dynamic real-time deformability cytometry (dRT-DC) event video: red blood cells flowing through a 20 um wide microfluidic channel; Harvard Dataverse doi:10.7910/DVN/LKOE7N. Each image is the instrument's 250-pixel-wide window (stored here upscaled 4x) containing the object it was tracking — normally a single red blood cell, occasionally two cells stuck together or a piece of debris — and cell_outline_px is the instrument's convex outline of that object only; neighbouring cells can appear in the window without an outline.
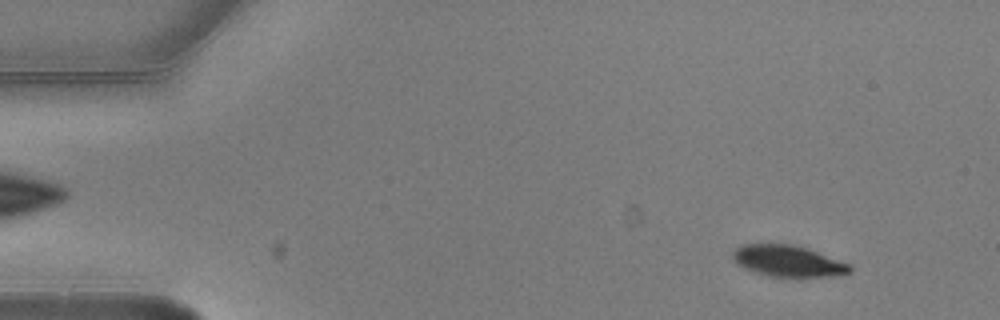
{"species": "common noctule bat (a hibernating species)", "species_latin": "Nyctalus noctula", "temperature_condition": "warm", "stored_images_in_passage": 4, "camera_frame_rate_fps": 3000, "um_per_image_px": 0.085, "animal": {"sex": "male", "body_mass_g": 20.5, "forearm_length_mm": 52.5}, "frame": {"image": 1, "passage_image": 1, "time_ms": 0.0, "image_size_px": [1000, 320], "cell_outline_px": [[852, 272], [840, 276], [768, 276], [752, 272], [736, 264], [732, 260], [732, 252], [740, 244], [792, 244], [808, 248], [852, 264]], "centroid_in_image_um": [66.99, 22.18], "position_along_channel_um": 18.0, "area_um2": 21.73}}